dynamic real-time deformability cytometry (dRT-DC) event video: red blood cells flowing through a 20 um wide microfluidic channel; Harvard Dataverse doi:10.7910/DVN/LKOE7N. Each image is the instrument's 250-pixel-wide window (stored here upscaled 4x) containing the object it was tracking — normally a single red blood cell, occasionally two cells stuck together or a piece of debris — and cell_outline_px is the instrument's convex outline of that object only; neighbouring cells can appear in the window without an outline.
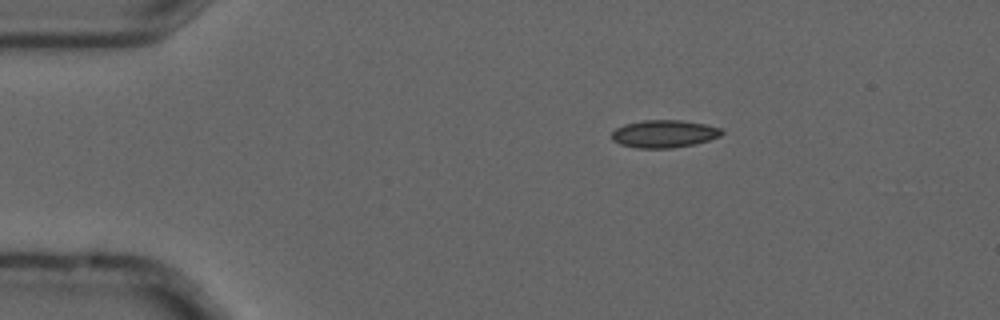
{"species": "common noctule bat (a hibernating species)", "species_latin": "Nyctalus noctula", "temperature_condition": "cold", "stored_images_in_passage": 9, "camera_frame_rate_fps": 3000, "um_per_image_px": 0.085, "animal": {"sex": "male", "forearm_length_mm": 52.5}, "frame": {"image": 1, "passage_image": 1, "time_ms": 0.0, "image_size_px": [1000, 320], "cell_outline_px": [[724, 132], [720, 136], [696, 144], [672, 148], [636, 148], [620, 144], [612, 140], [612, 132], [616, 128], [624, 124], [644, 120], [684, 120], [704, 124], [720, 128]], "centroid_in_image_um": [56.44, 11.37], "position_along_channel_um": 28.6, "area_um2": 17.74}}
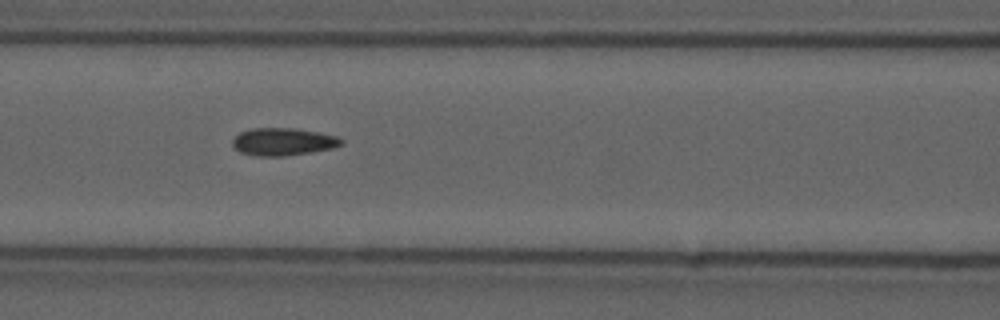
{"frame": {"image": 2, "passage_image": 5, "time_ms": 1.333, "image_size_px": [1000, 320], "cell_outline_px": [[344, 144], [332, 148], [284, 156], [256, 156], [240, 152], [232, 144], [232, 140], [240, 132], [252, 128], [296, 128], [336, 136], [344, 140]], "centroid_in_image_um": [24.06, 12.04], "position_along_channel_um": 142.5, "area_um2": 17.34}}
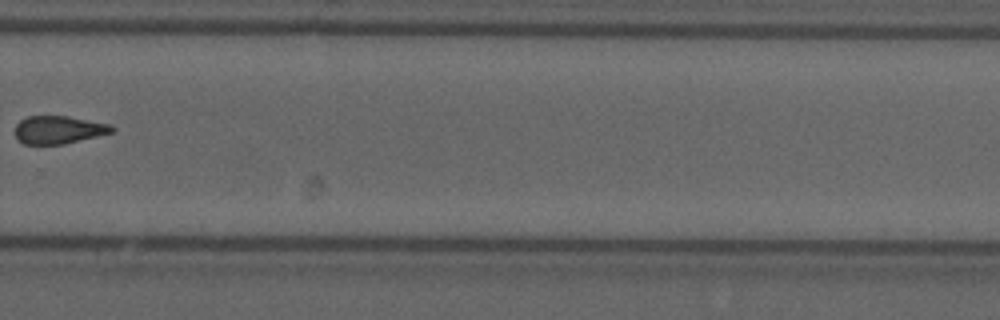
{"frame": {"image": 3, "passage_image": 9, "time_ms": 2.667, "image_size_px": [1000, 320], "cell_outline_px": [[116, 128], [112, 132], [64, 144], [24, 144], [16, 136], [16, 124], [20, 120], [28, 116], [68, 116], [112, 124]], "centroid_in_image_um": [5.01, 11.02], "position_along_channel_um": 324.8, "area_um2": 15.66}}